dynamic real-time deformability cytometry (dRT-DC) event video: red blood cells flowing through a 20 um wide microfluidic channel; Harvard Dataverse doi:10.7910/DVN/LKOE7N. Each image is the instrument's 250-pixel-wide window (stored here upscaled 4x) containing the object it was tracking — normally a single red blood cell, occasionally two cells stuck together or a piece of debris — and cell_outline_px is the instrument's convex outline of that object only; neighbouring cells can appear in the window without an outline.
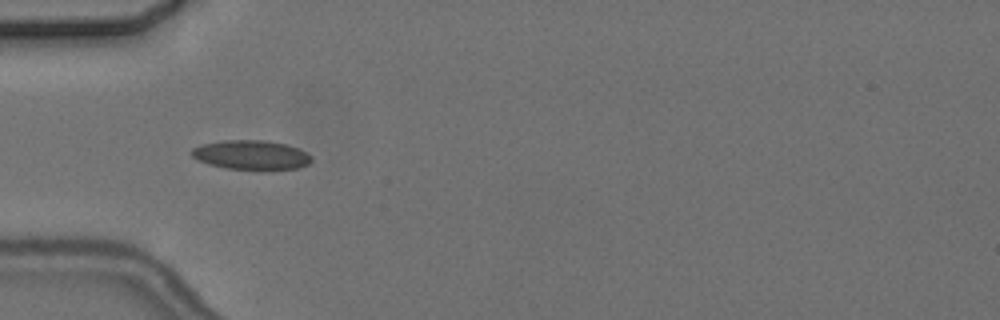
{"species": "common noctule bat (a hibernating species)", "species_latin": "Nyctalus noctula", "temperature_condition": "cold", "stored_images_in_passage": 10, "camera_frame_rate_fps": 3000, "um_per_image_px": 0.085, "animal": {"sex": "female", "body_mass_g": 24.6, "forearm_length_mm": 56.2}, "frame": {"image": 1, "passage_image": 5, "time_ms": 5.667, "image_size_px": [1000, 320], "cell_outline_px": [[312, 160], [308, 164], [296, 168], [260, 172], [224, 168], [208, 164], [192, 156], [192, 148], [200, 144], [224, 140], [264, 140], [284, 144], [296, 148], [312, 156]], "centroid_in_image_um": [21.34, 13.2], "position_along_channel_um": 63.7, "area_um2": 20.92}}
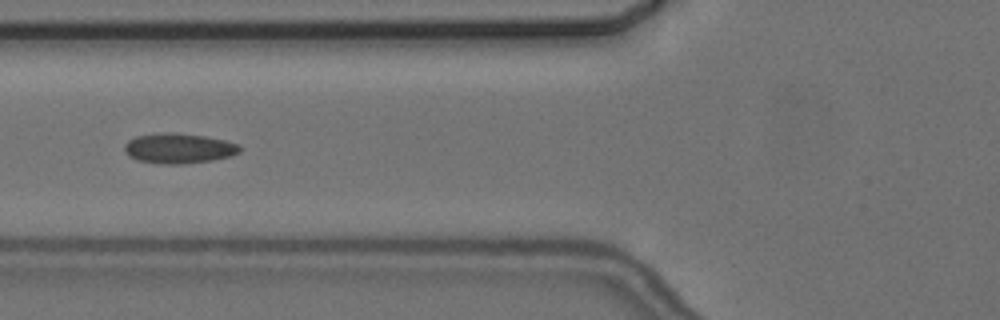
{"frame": {"image": 2, "passage_image": 6, "time_ms": 7.0, "image_size_px": [1000, 320], "cell_outline_px": [[240, 152], [232, 156], [212, 160], [180, 164], [160, 164], [136, 160], [128, 156], [124, 152], [124, 144], [128, 140], [136, 136], [160, 132], [176, 132], [204, 136], [224, 140], [240, 144]], "centroid_in_image_um": [15.16, 12.6], "position_along_channel_um": 110.6, "area_um2": 20.52}}
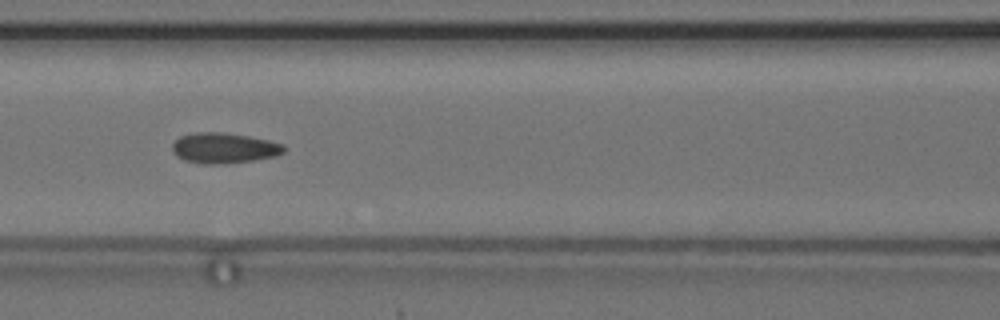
{"frame": {"image": 3, "passage_image": 7, "time_ms": 8.0, "image_size_px": [1000, 320], "cell_outline_px": [[284, 152], [276, 156], [252, 160], [216, 164], [204, 164], [184, 160], [176, 156], [172, 152], [172, 144], [180, 136], [196, 132], [224, 132], [248, 136], [268, 140], [284, 144]], "centroid_in_image_um": [19.01, 12.57], "position_along_channel_um": 147.6, "area_um2": 19.77}}